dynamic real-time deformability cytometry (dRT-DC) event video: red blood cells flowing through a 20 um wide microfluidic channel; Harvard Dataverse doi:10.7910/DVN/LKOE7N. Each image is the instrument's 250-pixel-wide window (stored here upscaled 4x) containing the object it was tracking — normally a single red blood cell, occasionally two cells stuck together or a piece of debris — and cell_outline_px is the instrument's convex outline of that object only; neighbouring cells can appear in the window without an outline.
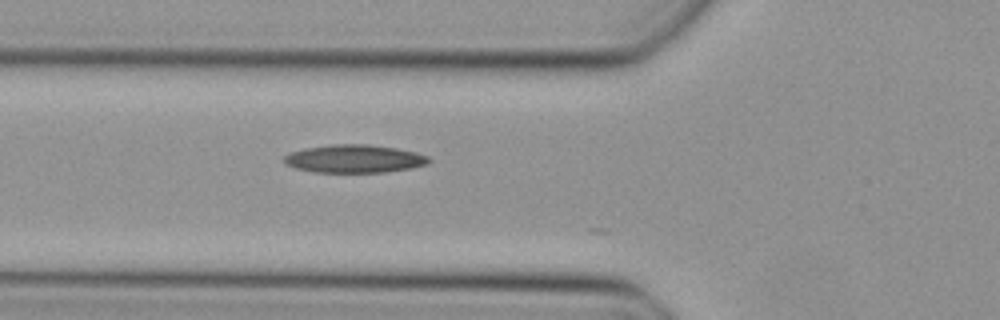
{"species": "Egyptian fruit bat (a non-hibernating species)", "species_latin": "Rousettus aegyptiacus", "temperature_condition": "cold", "stored_images_in_passage": 9, "camera_frame_rate_fps": 3000, "um_per_image_px": 0.085, "animal": {"sex": "female"}, "frame": {"image": 1, "passage_image": 2, "time_ms": 0.333, "image_size_px": [1000, 320], "cell_outline_px": [[432, 160], [428, 164], [412, 168], [384, 172], [312, 172], [296, 168], [284, 164], [284, 156], [292, 152], [304, 148], [332, 144], [368, 144], [396, 148], [416, 152], [428, 156]], "centroid_in_image_um": [30.13, 13.49], "position_along_channel_um": 95.7, "area_um2": 23.76}}
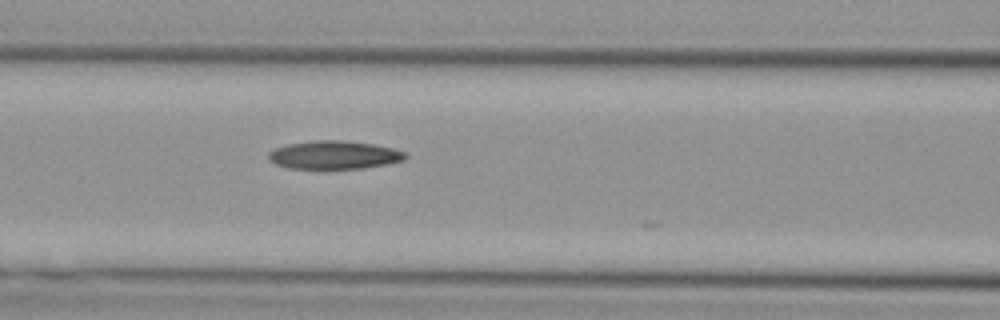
{"frame": {"image": 2, "passage_image": 5, "time_ms": 1.333, "image_size_px": [1000, 320], "cell_outline_px": [[408, 156], [404, 160], [388, 164], [360, 168], [288, 168], [276, 164], [268, 160], [268, 152], [276, 148], [288, 144], [316, 140], [340, 140], [372, 144], [392, 148], [408, 152]], "centroid_in_image_um": [28.42, 13.17], "position_along_channel_um": 138.2, "area_um2": 22.43}}
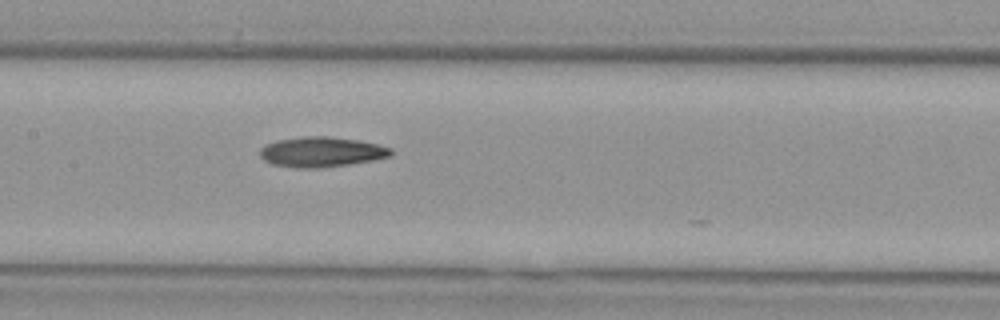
{"frame": {"image": 3, "passage_image": 8, "time_ms": 2.333, "image_size_px": [1000, 320], "cell_outline_px": [[396, 152], [392, 156], [372, 160], [348, 164], [320, 168], [296, 168], [272, 164], [264, 160], [260, 156], [260, 148], [264, 144], [276, 140], [304, 136], [328, 136], [356, 140], [376, 144], [392, 148]], "centroid_in_image_um": [27.31, 12.91], "position_along_channel_um": 180.1, "area_um2": 23.12}}